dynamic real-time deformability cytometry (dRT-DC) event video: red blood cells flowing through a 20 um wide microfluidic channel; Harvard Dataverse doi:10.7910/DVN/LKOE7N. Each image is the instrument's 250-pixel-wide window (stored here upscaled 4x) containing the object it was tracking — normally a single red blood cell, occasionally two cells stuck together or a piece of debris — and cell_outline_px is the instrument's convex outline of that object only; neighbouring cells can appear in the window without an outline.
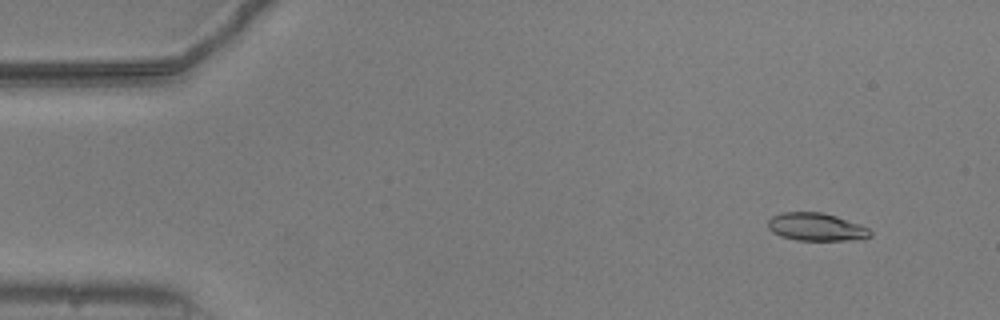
{"species": "common noctule bat (a hibernating species)", "species_latin": "Nyctalus noctula", "temperature_condition": "warm", "stored_images_in_passage": 54, "camera_frame_rate_fps": 3000, "um_per_image_px": 0.085, "animal": {"sex": "male", "body_mass_g": 20.5, "forearm_length_mm": 52.5}, "frame": {"image": 1, "passage_image": 5, "time_ms": 1.333, "image_size_px": [1000, 320], "cell_outline_px": [[872, 236], [864, 240], [796, 240], [780, 236], [772, 232], [768, 228], [768, 220], [772, 216], [784, 212], [820, 212], [836, 216], [860, 224], [868, 228], [872, 232]], "centroid_in_image_um": [69.41, 19.3], "position_along_channel_um": 15.6, "area_um2": 16.76}}
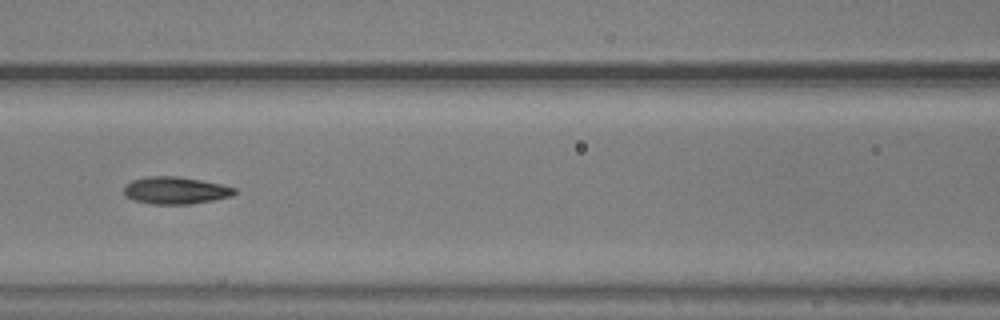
{"frame": {"image": 2, "passage_image": 24, "time_ms": 7.667, "image_size_px": [1000, 320], "cell_outline_px": [[236, 192], [232, 196], [212, 200], [188, 204], [152, 204], [132, 200], [124, 192], [124, 184], [132, 180], [148, 176], [176, 176], [200, 180], [220, 184], [236, 188]], "centroid_in_image_um": [14.89, 16.18], "position_along_channel_um": 151.7, "area_um2": 17.46}}
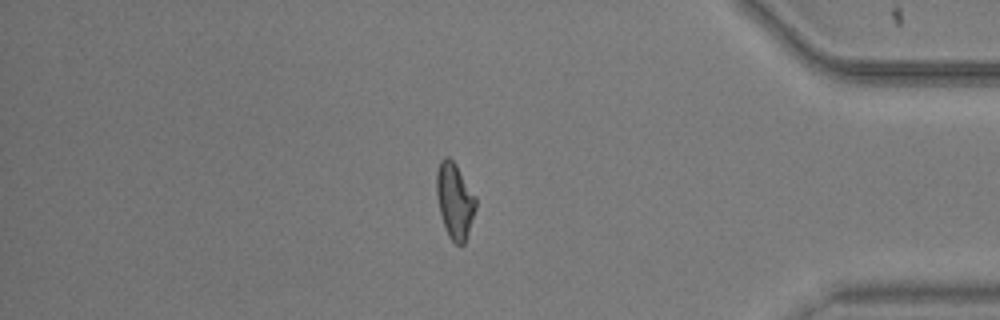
{"frame": {"image": 3, "passage_image": 46, "time_ms": 15.0, "image_size_px": [1000, 320], "cell_outline_px": [[476, 208], [464, 244], [456, 244], [448, 236], [440, 212], [436, 192], [436, 172], [440, 160], [444, 156], [448, 156], [456, 164], [476, 196]], "centroid_in_image_um": [38.65, 17.02], "position_along_channel_um": 396.6, "area_um2": 17.22}, "authors_computed_cell_mechanics": {"area_um2": 17.1666, "velocity_mm_per_s": 3.7721, "shape_relaxation_time_tau1_ms": 5.428, "shape_relaxation_time_tau2_ms": 1.5876, "deformation_change_tau1": 0.181, "deformation_change_tau2": 0.0903}}